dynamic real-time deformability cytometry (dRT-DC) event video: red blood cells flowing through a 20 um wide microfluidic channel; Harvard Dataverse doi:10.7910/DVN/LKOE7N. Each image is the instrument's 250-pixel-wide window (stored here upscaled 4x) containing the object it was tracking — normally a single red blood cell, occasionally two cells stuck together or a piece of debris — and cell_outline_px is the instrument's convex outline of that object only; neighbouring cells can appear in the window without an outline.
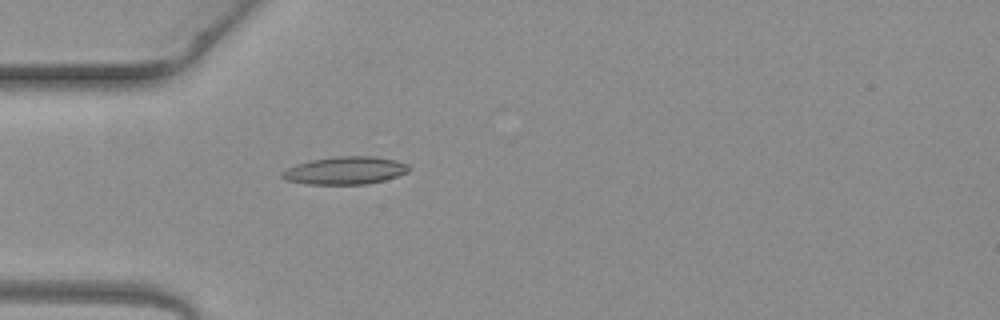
{"species": "common noctule bat (a hibernating species)", "species_latin": "Nyctalus noctula", "temperature_condition": "warm", "stored_images_in_passage": 4, "camera_frame_rate_fps": 3000, "um_per_image_px": 0.085, "animal": {"sex": "female", "body_mass_g": 19.3, "forearm_length_mm": 54.1}, "frame": {"image": 1, "passage_image": 4, "time_ms": 1.0, "image_size_px": [1000, 320], "cell_outline_px": [[412, 168], [408, 172], [384, 180], [368, 184], [304, 184], [284, 180], [280, 176], [280, 172], [296, 164], [312, 160], [336, 156], [376, 156], [396, 160], [408, 164]], "centroid_in_image_um": [29.33, 14.49], "position_along_channel_um": 55.7, "area_um2": 20.69}}